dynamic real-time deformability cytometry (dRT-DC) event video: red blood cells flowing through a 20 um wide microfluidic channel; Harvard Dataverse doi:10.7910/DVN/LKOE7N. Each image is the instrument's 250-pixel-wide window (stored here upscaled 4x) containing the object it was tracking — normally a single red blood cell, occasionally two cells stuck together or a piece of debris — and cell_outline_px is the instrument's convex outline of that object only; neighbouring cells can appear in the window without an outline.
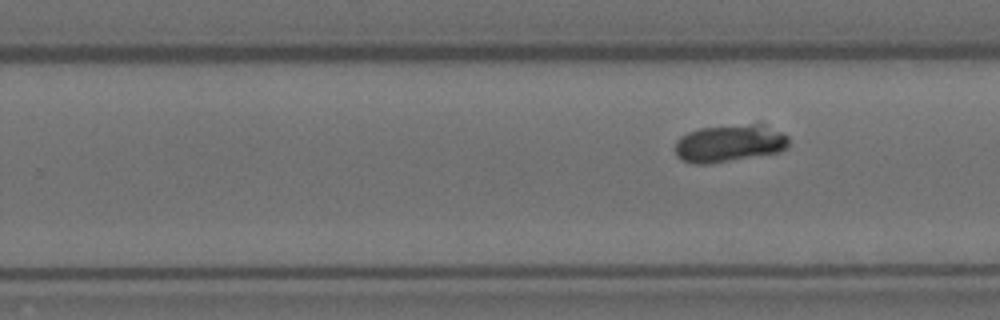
{"species": "Egyptian fruit bat (a non-hibernating species)", "species_latin": "Rousettus aegyptiacus", "temperature_condition": "room temperature", "stored_images_in_passage": 10, "segment_of_instrument_passage": [2, 2], "camera_frame_rate_fps": 3000, "um_per_image_px": 0.085, "animal": {"sex": "female"}, "frame": {"image": 1, "passage_image": 10, "time_ms": 3.0, "image_size_px": [1000, 320], "cell_outline_px": [[788, 144], [780, 152], [708, 164], [696, 164], [684, 160], [676, 156], [676, 140], [680, 136], [688, 132], [700, 128], [760, 120], [784, 132], [788, 136]], "centroid_in_image_um": [62.07, 12.11], "position_along_channel_um": 267.7, "area_um2": 25.66}}